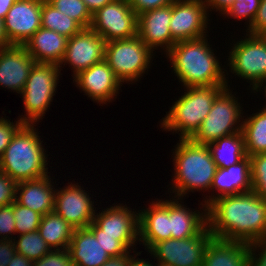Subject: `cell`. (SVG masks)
<instances>
[{
	"mask_svg": "<svg viewBox=\"0 0 266 266\" xmlns=\"http://www.w3.org/2000/svg\"><path fill=\"white\" fill-rule=\"evenodd\" d=\"M206 218L214 238L247 244L266 238V200L254 191L215 199Z\"/></svg>",
	"mask_w": 266,
	"mask_h": 266,
	"instance_id": "1",
	"label": "cell"
},
{
	"mask_svg": "<svg viewBox=\"0 0 266 266\" xmlns=\"http://www.w3.org/2000/svg\"><path fill=\"white\" fill-rule=\"evenodd\" d=\"M207 36L175 43L166 53L172 71L184 88L227 85L226 65L215 55ZM225 67L226 69H224ZM227 75H226V74Z\"/></svg>",
	"mask_w": 266,
	"mask_h": 266,
	"instance_id": "2",
	"label": "cell"
},
{
	"mask_svg": "<svg viewBox=\"0 0 266 266\" xmlns=\"http://www.w3.org/2000/svg\"><path fill=\"white\" fill-rule=\"evenodd\" d=\"M173 152L174 176L168 188L169 197H186L189 192L206 191L210 194L216 164L207 145L197 144L190 139H179ZM172 191V192H171ZM173 193L175 195H173Z\"/></svg>",
	"mask_w": 266,
	"mask_h": 266,
	"instance_id": "3",
	"label": "cell"
},
{
	"mask_svg": "<svg viewBox=\"0 0 266 266\" xmlns=\"http://www.w3.org/2000/svg\"><path fill=\"white\" fill-rule=\"evenodd\" d=\"M35 124H23L13 136L0 158V171L16 183L45 177L48 154ZM38 132V133H37Z\"/></svg>",
	"mask_w": 266,
	"mask_h": 266,
	"instance_id": "4",
	"label": "cell"
},
{
	"mask_svg": "<svg viewBox=\"0 0 266 266\" xmlns=\"http://www.w3.org/2000/svg\"><path fill=\"white\" fill-rule=\"evenodd\" d=\"M225 87L227 85L185 88L186 92L172 104L159 126L166 132H180L178 139H190L207 117L217 95Z\"/></svg>",
	"mask_w": 266,
	"mask_h": 266,
	"instance_id": "5",
	"label": "cell"
},
{
	"mask_svg": "<svg viewBox=\"0 0 266 266\" xmlns=\"http://www.w3.org/2000/svg\"><path fill=\"white\" fill-rule=\"evenodd\" d=\"M60 75L59 65L35 62L20 94L26 114L19 119L24 124H36L45 117L57 93Z\"/></svg>",
	"mask_w": 266,
	"mask_h": 266,
	"instance_id": "6",
	"label": "cell"
},
{
	"mask_svg": "<svg viewBox=\"0 0 266 266\" xmlns=\"http://www.w3.org/2000/svg\"><path fill=\"white\" fill-rule=\"evenodd\" d=\"M153 53L136 35L132 38L106 42L104 60L122 85L124 82L135 84L152 66L151 63L155 58Z\"/></svg>",
	"mask_w": 266,
	"mask_h": 266,
	"instance_id": "7",
	"label": "cell"
},
{
	"mask_svg": "<svg viewBox=\"0 0 266 266\" xmlns=\"http://www.w3.org/2000/svg\"><path fill=\"white\" fill-rule=\"evenodd\" d=\"M230 88L228 85L217 95L207 117L190 138L192 142L208 145L221 137L242 131L243 107Z\"/></svg>",
	"mask_w": 266,
	"mask_h": 266,
	"instance_id": "8",
	"label": "cell"
},
{
	"mask_svg": "<svg viewBox=\"0 0 266 266\" xmlns=\"http://www.w3.org/2000/svg\"><path fill=\"white\" fill-rule=\"evenodd\" d=\"M244 36L231 44L227 67L234 76L250 83L253 92L266 80V42L258 34Z\"/></svg>",
	"mask_w": 266,
	"mask_h": 266,
	"instance_id": "9",
	"label": "cell"
},
{
	"mask_svg": "<svg viewBox=\"0 0 266 266\" xmlns=\"http://www.w3.org/2000/svg\"><path fill=\"white\" fill-rule=\"evenodd\" d=\"M213 238L206 226L198 235L186 239L163 240L148 251L157 264L165 266H202L205 249Z\"/></svg>",
	"mask_w": 266,
	"mask_h": 266,
	"instance_id": "10",
	"label": "cell"
},
{
	"mask_svg": "<svg viewBox=\"0 0 266 266\" xmlns=\"http://www.w3.org/2000/svg\"><path fill=\"white\" fill-rule=\"evenodd\" d=\"M138 15L128 0H114L93 13L91 29L106 42L137 35Z\"/></svg>",
	"mask_w": 266,
	"mask_h": 266,
	"instance_id": "11",
	"label": "cell"
},
{
	"mask_svg": "<svg viewBox=\"0 0 266 266\" xmlns=\"http://www.w3.org/2000/svg\"><path fill=\"white\" fill-rule=\"evenodd\" d=\"M204 0H176L172 3L170 32L177 43L208 36L210 21Z\"/></svg>",
	"mask_w": 266,
	"mask_h": 266,
	"instance_id": "12",
	"label": "cell"
},
{
	"mask_svg": "<svg viewBox=\"0 0 266 266\" xmlns=\"http://www.w3.org/2000/svg\"><path fill=\"white\" fill-rule=\"evenodd\" d=\"M72 183L68 182L63 188H59L60 190L56 189L54 212L74 229L86 228L93 222L97 211L96 207H93V195L90 197V193L84 190L80 183Z\"/></svg>",
	"mask_w": 266,
	"mask_h": 266,
	"instance_id": "13",
	"label": "cell"
},
{
	"mask_svg": "<svg viewBox=\"0 0 266 266\" xmlns=\"http://www.w3.org/2000/svg\"><path fill=\"white\" fill-rule=\"evenodd\" d=\"M105 46L106 41L101 35L91 28L82 29L68 38L64 57L59 64L60 71L62 66L70 64L74 78L80 72L105 59Z\"/></svg>",
	"mask_w": 266,
	"mask_h": 266,
	"instance_id": "14",
	"label": "cell"
},
{
	"mask_svg": "<svg viewBox=\"0 0 266 266\" xmlns=\"http://www.w3.org/2000/svg\"><path fill=\"white\" fill-rule=\"evenodd\" d=\"M73 83L99 106L115 101L122 87L105 60L80 72L73 78Z\"/></svg>",
	"mask_w": 266,
	"mask_h": 266,
	"instance_id": "15",
	"label": "cell"
},
{
	"mask_svg": "<svg viewBox=\"0 0 266 266\" xmlns=\"http://www.w3.org/2000/svg\"><path fill=\"white\" fill-rule=\"evenodd\" d=\"M42 0H17L3 20L10 45H25L41 25Z\"/></svg>",
	"mask_w": 266,
	"mask_h": 266,
	"instance_id": "16",
	"label": "cell"
},
{
	"mask_svg": "<svg viewBox=\"0 0 266 266\" xmlns=\"http://www.w3.org/2000/svg\"><path fill=\"white\" fill-rule=\"evenodd\" d=\"M171 15L172 4L138 15L137 35L154 53L162 49L166 54L176 43L170 32Z\"/></svg>",
	"mask_w": 266,
	"mask_h": 266,
	"instance_id": "17",
	"label": "cell"
},
{
	"mask_svg": "<svg viewBox=\"0 0 266 266\" xmlns=\"http://www.w3.org/2000/svg\"><path fill=\"white\" fill-rule=\"evenodd\" d=\"M34 64L24 45L0 48V86L21 94Z\"/></svg>",
	"mask_w": 266,
	"mask_h": 266,
	"instance_id": "18",
	"label": "cell"
},
{
	"mask_svg": "<svg viewBox=\"0 0 266 266\" xmlns=\"http://www.w3.org/2000/svg\"><path fill=\"white\" fill-rule=\"evenodd\" d=\"M139 244L149 250L155 243L171 238L170 200H154L148 208L139 209Z\"/></svg>",
	"mask_w": 266,
	"mask_h": 266,
	"instance_id": "19",
	"label": "cell"
},
{
	"mask_svg": "<svg viewBox=\"0 0 266 266\" xmlns=\"http://www.w3.org/2000/svg\"><path fill=\"white\" fill-rule=\"evenodd\" d=\"M211 190L213 193L210 196L204 195L205 198L203 197L202 203L206 207L217 198L252 191L250 157L247 156L238 164L230 167L217 168Z\"/></svg>",
	"mask_w": 266,
	"mask_h": 266,
	"instance_id": "20",
	"label": "cell"
},
{
	"mask_svg": "<svg viewBox=\"0 0 266 266\" xmlns=\"http://www.w3.org/2000/svg\"><path fill=\"white\" fill-rule=\"evenodd\" d=\"M113 205L95 213L93 222L100 228V235L139 236V211L123 203Z\"/></svg>",
	"mask_w": 266,
	"mask_h": 266,
	"instance_id": "21",
	"label": "cell"
},
{
	"mask_svg": "<svg viewBox=\"0 0 266 266\" xmlns=\"http://www.w3.org/2000/svg\"><path fill=\"white\" fill-rule=\"evenodd\" d=\"M50 177V175H46L38 179L17 183L15 201L42 216L53 212L56 187Z\"/></svg>",
	"mask_w": 266,
	"mask_h": 266,
	"instance_id": "22",
	"label": "cell"
},
{
	"mask_svg": "<svg viewBox=\"0 0 266 266\" xmlns=\"http://www.w3.org/2000/svg\"><path fill=\"white\" fill-rule=\"evenodd\" d=\"M169 199L171 238L186 239L196 236L207 226L206 206L202 202L200 210H192L183 204L181 198L171 197Z\"/></svg>",
	"mask_w": 266,
	"mask_h": 266,
	"instance_id": "23",
	"label": "cell"
},
{
	"mask_svg": "<svg viewBox=\"0 0 266 266\" xmlns=\"http://www.w3.org/2000/svg\"><path fill=\"white\" fill-rule=\"evenodd\" d=\"M202 266H251L249 244L213 237L205 249Z\"/></svg>",
	"mask_w": 266,
	"mask_h": 266,
	"instance_id": "24",
	"label": "cell"
},
{
	"mask_svg": "<svg viewBox=\"0 0 266 266\" xmlns=\"http://www.w3.org/2000/svg\"><path fill=\"white\" fill-rule=\"evenodd\" d=\"M67 41L66 36L41 27L24 47L35 62L59 65L64 57Z\"/></svg>",
	"mask_w": 266,
	"mask_h": 266,
	"instance_id": "25",
	"label": "cell"
},
{
	"mask_svg": "<svg viewBox=\"0 0 266 266\" xmlns=\"http://www.w3.org/2000/svg\"><path fill=\"white\" fill-rule=\"evenodd\" d=\"M74 266H102L110 256L88 228H76L67 248Z\"/></svg>",
	"mask_w": 266,
	"mask_h": 266,
	"instance_id": "26",
	"label": "cell"
},
{
	"mask_svg": "<svg viewBox=\"0 0 266 266\" xmlns=\"http://www.w3.org/2000/svg\"><path fill=\"white\" fill-rule=\"evenodd\" d=\"M207 146L217 168L230 167L247 157L242 131L221 137Z\"/></svg>",
	"mask_w": 266,
	"mask_h": 266,
	"instance_id": "27",
	"label": "cell"
},
{
	"mask_svg": "<svg viewBox=\"0 0 266 266\" xmlns=\"http://www.w3.org/2000/svg\"><path fill=\"white\" fill-rule=\"evenodd\" d=\"M74 230L54 211L42 216L38 227V232L51 249H67Z\"/></svg>",
	"mask_w": 266,
	"mask_h": 266,
	"instance_id": "28",
	"label": "cell"
},
{
	"mask_svg": "<svg viewBox=\"0 0 266 266\" xmlns=\"http://www.w3.org/2000/svg\"><path fill=\"white\" fill-rule=\"evenodd\" d=\"M243 116L242 132L247 156L266 153V109Z\"/></svg>",
	"mask_w": 266,
	"mask_h": 266,
	"instance_id": "29",
	"label": "cell"
},
{
	"mask_svg": "<svg viewBox=\"0 0 266 266\" xmlns=\"http://www.w3.org/2000/svg\"><path fill=\"white\" fill-rule=\"evenodd\" d=\"M41 25L42 28L53 30L67 38H71L83 29L75 20L59 12L46 0H42Z\"/></svg>",
	"mask_w": 266,
	"mask_h": 266,
	"instance_id": "30",
	"label": "cell"
},
{
	"mask_svg": "<svg viewBox=\"0 0 266 266\" xmlns=\"http://www.w3.org/2000/svg\"><path fill=\"white\" fill-rule=\"evenodd\" d=\"M88 228L94 233L97 241L100 242L103 249L106 250L110 257H118L127 254L130 249L133 250V253L136 252L134 249L136 248L137 242H139V236L100 235V228L94 222H92Z\"/></svg>",
	"mask_w": 266,
	"mask_h": 266,
	"instance_id": "31",
	"label": "cell"
},
{
	"mask_svg": "<svg viewBox=\"0 0 266 266\" xmlns=\"http://www.w3.org/2000/svg\"><path fill=\"white\" fill-rule=\"evenodd\" d=\"M17 237L18 239L15 236L13 240L16 253L25 256L33 262L52 250L38 231L20 234Z\"/></svg>",
	"mask_w": 266,
	"mask_h": 266,
	"instance_id": "32",
	"label": "cell"
},
{
	"mask_svg": "<svg viewBox=\"0 0 266 266\" xmlns=\"http://www.w3.org/2000/svg\"><path fill=\"white\" fill-rule=\"evenodd\" d=\"M55 9L75 20L83 29L91 27L93 14L83 0H46Z\"/></svg>",
	"mask_w": 266,
	"mask_h": 266,
	"instance_id": "33",
	"label": "cell"
},
{
	"mask_svg": "<svg viewBox=\"0 0 266 266\" xmlns=\"http://www.w3.org/2000/svg\"><path fill=\"white\" fill-rule=\"evenodd\" d=\"M16 234L38 231L42 215L28 207L13 202Z\"/></svg>",
	"mask_w": 266,
	"mask_h": 266,
	"instance_id": "34",
	"label": "cell"
},
{
	"mask_svg": "<svg viewBox=\"0 0 266 266\" xmlns=\"http://www.w3.org/2000/svg\"><path fill=\"white\" fill-rule=\"evenodd\" d=\"M261 0H236L229 9L222 15L224 18H234L238 21L245 19L247 30L255 19L257 10L259 9Z\"/></svg>",
	"mask_w": 266,
	"mask_h": 266,
	"instance_id": "35",
	"label": "cell"
},
{
	"mask_svg": "<svg viewBox=\"0 0 266 266\" xmlns=\"http://www.w3.org/2000/svg\"><path fill=\"white\" fill-rule=\"evenodd\" d=\"M252 191L266 200V153L250 156Z\"/></svg>",
	"mask_w": 266,
	"mask_h": 266,
	"instance_id": "36",
	"label": "cell"
},
{
	"mask_svg": "<svg viewBox=\"0 0 266 266\" xmlns=\"http://www.w3.org/2000/svg\"><path fill=\"white\" fill-rule=\"evenodd\" d=\"M34 266H74L68 249H52L39 260L33 262Z\"/></svg>",
	"mask_w": 266,
	"mask_h": 266,
	"instance_id": "37",
	"label": "cell"
},
{
	"mask_svg": "<svg viewBox=\"0 0 266 266\" xmlns=\"http://www.w3.org/2000/svg\"><path fill=\"white\" fill-rule=\"evenodd\" d=\"M13 235H16V231L12 203L0 206V239L14 240Z\"/></svg>",
	"mask_w": 266,
	"mask_h": 266,
	"instance_id": "38",
	"label": "cell"
},
{
	"mask_svg": "<svg viewBox=\"0 0 266 266\" xmlns=\"http://www.w3.org/2000/svg\"><path fill=\"white\" fill-rule=\"evenodd\" d=\"M24 123L19 119L17 121L15 120L12 122L5 117L0 116V158L2 157L5 149L11 142L13 136L18 131V129L23 125Z\"/></svg>",
	"mask_w": 266,
	"mask_h": 266,
	"instance_id": "39",
	"label": "cell"
},
{
	"mask_svg": "<svg viewBox=\"0 0 266 266\" xmlns=\"http://www.w3.org/2000/svg\"><path fill=\"white\" fill-rule=\"evenodd\" d=\"M17 183L6 173L0 171V206L12 204L15 201Z\"/></svg>",
	"mask_w": 266,
	"mask_h": 266,
	"instance_id": "40",
	"label": "cell"
},
{
	"mask_svg": "<svg viewBox=\"0 0 266 266\" xmlns=\"http://www.w3.org/2000/svg\"><path fill=\"white\" fill-rule=\"evenodd\" d=\"M176 0H128L132 10L137 14L172 4Z\"/></svg>",
	"mask_w": 266,
	"mask_h": 266,
	"instance_id": "41",
	"label": "cell"
},
{
	"mask_svg": "<svg viewBox=\"0 0 266 266\" xmlns=\"http://www.w3.org/2000/svg\"><path fill=\"white\" fill-rule=\"evenodd\" d=\"M251 266H266V238L249 244Z\"/></svg>",
	"mask_w": 266,
	"mask_h": 266,
	"instance_id": "42",
	"label": "cell"
},
{
	"mask_svg": "<svg viewBox=\"0 0 266 266\" xmlns=\"http://www.w3.org/2000/svg\"><path fill=\"white\" fill-rule=\"evenodd\" d=\"M266 26V0L260 1L255 19L252 25L246 30L250 34H258Z\"/></svg>",
	"mask_w": 266,
	"mask_h": 266,
	"instance_id": "43",
	"label": "cell"
},
{
	"mask_svg": "<svg viewBox=\"0 0 266 266\" xmlns=\"http://www.w3.org/2000/svg\"><path fill=\"white\" fill-rule=\"evenodd\" d=\"M15 253L16 249L13 240L0 239V266H8Z\"/></svg>",
	"mask_w": 266,
	"mask_h": 266,
	"instance_id": "44",
	"label": "cell"
},
{
	"mask_svg": "<svg viewBox=\"0 0 266 266\" xmlns=\"http://www.w3.org/2000/svg\"><path fill=\"white\" fill-rule=\"evenodd\" d=\"M205 5L207 6L208 12L212 10L215 12L219 11L218 15H223L227 9L236 1V0H204ZM210 9V10H209ZM212 9V10H211Z\"/></svg>",
	"mask_w": 266,
	"mask_h": 266,
	"instance_id": "45",
	"label": "cell"
},
{
	"mask_svg": "<svg viewBox=\"0 0 266 266\" xmlns=\"http://www.w3.org/2000/svg\"><path fill=\"white\" fill-rule=\"evenodd\" d=\"M130 253L132 254L131 250L127 254L118 257H110L102 266H127L131 256Z\"/></svg>",
	"mask_w": 266,
	"mask_h": 266,
	"instance_id": "46",
	"label": "cell"
},
{
	"mask_svg": "<svg viewBox=\"0 0 266 266\" xmlns=\"http://www.w3.org/2000/svg\"><path fill=\"white\" fill-rule=\"evenodd\" d=\"M142 253V251H138L135 254L130 256L129 262L127 266H157V263H151L148 259H145L147 261L144 260V258L140 259L138 256H140V254Z\"/></svg>",
	"mask_w": 266,
	"mask_h": 266,
	"instance_id": "47",
	"label": "cell"
},
{
	"mask_svg": "<svg viewBox=\"0 0 266 266\" xmlns=\"http://www.w3.org/2000/svg\"><path fill=\"white\" fill-rule=\"evenodd\" d=\"M8 266H33V261L21 254L15 253Z\"/></svg>",
	"mask_w": 266,
	"mask_h": 266,
	"instance_id": "48",
	"label": "cell"
},
{
	"mask_svg": "<svg viewBox=\"0 0 266 266\" xmlns=\"http://www.w3.org/2000/svg\"><path fill=\"white\" fill-rule=\"evenodd\" d=\"M90 12L93 14L98 9L102 8L106 4L113 2L114 0H83Z\"/></svg>",
	"mask_w": 266,
	"mask_h": 266,
	"instance_id": "49",
	"label": "cell"
},
{
	"mask_svg": "<svg viewBox=\"0 0 266 266\" xmlns=\"http://www.w3.org/2000/svg\"><path fill=\"white\" fill-rule=\"evenodd\" d=\"M17 0H0V19L4 20L6 14Z\"/></svg>",
	"mask_w": 266,
	"mask_h": 266,
	"instance_id": "50",
	"label": "cell"
},
{
	"mask_svg": "<svg viewBox=\"0 0 266 266\" xmlns=\"http://www.w3.org/2000/svg\"><path fill=\"white\" fill-rule=\"evenodd\" d=\"M10 46L8 39L6 37L5 31H4V23L3 20L0 19V48Z\"/></svg>",
	"mask_w": 266,
	"mask_h": 266,
	"instance_id": "51",
	"label": "cell"
},
{
	"mask_svg": "<svg viewBox=\"0 0 266 266\" xmlns=\"http://www.w3.org/2000/svg\"><path fill=\"white\" fill-rule=\"evenodd\" d=\"M263 87V88H261ZM262 89V90H261ZM264 90V91H263ZM264 92V97L266 98V81H264L263 83H261L254 91L253 93H257V92ZM266 100V99H265ZM263 108L266 109V105L265 106H262Z\"/></svg>",
	"mask_w": 266,
	"mask_h": 266,
	"instance_id": "52",
	"label": "cell"
},
{
	"mask_svg": "<svg viewBox=\"0 0 266 266\" xmlns=\"http://www.w3.org/2000/svg\"><path fill=\"white\" fill-rule=\"evenodd\" d=\"M258 35L266 42V26L258 33Z\"/></svg>",
	"mask_w": 266,
	"mask_h": 266,
	"instance_id": "53",
	"label": "cell"
}]
</instances>
